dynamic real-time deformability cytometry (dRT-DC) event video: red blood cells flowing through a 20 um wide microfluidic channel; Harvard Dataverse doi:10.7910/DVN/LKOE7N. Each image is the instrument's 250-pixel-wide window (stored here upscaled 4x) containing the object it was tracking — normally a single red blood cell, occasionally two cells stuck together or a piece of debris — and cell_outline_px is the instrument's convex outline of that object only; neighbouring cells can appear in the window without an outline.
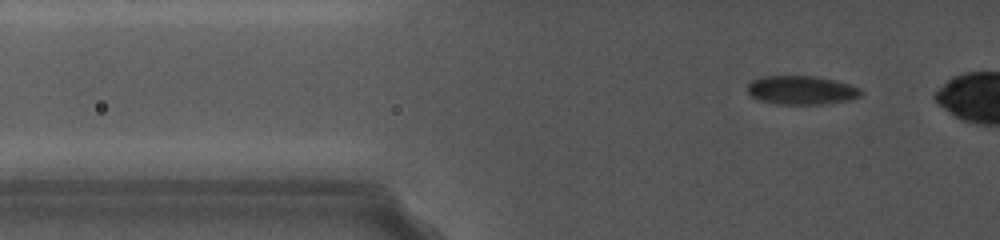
{"species": "common noctule bat (a hibernating species)", "species_latin": "Nyctalus noctula", "temperature_condition": "cold", "stored_images_in_passage": 48, "camera_frame_rate_fps": 5000, "um_per_image_px": 0.085, "animal": {"sex": "female", "body_mass_g": 19.0, "forearm_length_mm": 56.7}, "frame": {"image": 1, "passage_image": 12, "time_ms": 1.4, "image_size_px": [1000, 240], "cell_outline_px": [[864, 92], [860, 96], [852, 100], [820, 104], [780, 104], [764, 100], [752, 96], [748, 92], [748, 84], [752, 80], [760, 76], [816, 76], [836, 80], [860, 88]], "centroid_in_image_um": [68.17, 7.65], "position_along_channel_um": 57.6, "area_um2": 18.96}}